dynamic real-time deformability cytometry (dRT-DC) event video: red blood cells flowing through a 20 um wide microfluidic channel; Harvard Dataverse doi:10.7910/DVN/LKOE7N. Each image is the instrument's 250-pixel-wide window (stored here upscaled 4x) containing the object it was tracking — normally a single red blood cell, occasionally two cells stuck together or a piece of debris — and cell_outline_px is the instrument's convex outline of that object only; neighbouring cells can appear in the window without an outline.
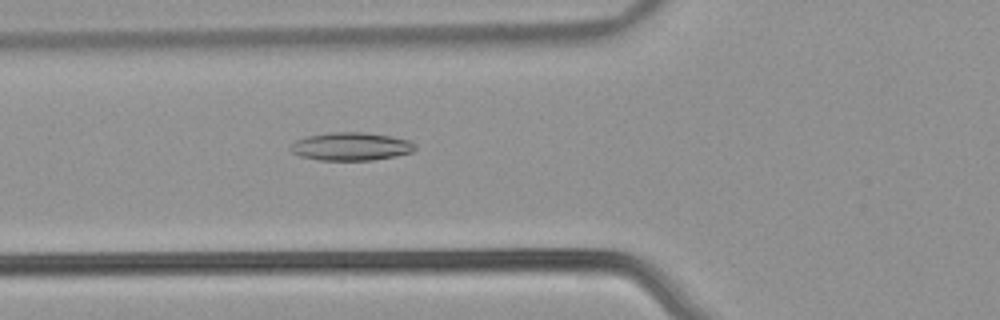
{"species": "common noctule bat (a hibernating species)", "species_latin": "Nyctalus noctula", "temperature_condition": "warm", "stored_images_in_passage": 53, "camera_frame_rate_fps": 3000, "um_per_image_px": 0.085, "animal": {"sex": "male", "body_mass_g": 21.5, "forearm_length_mm": 52.0}, "frame": {"image": 1, "passage_image": 20, "time_ms": 6.333, "image_size_px": [1000, 320], "cell_outline_px": [[416, 148], [412, 152], [396, 156], [372, 160], [320, 160], [300, 156], [292, 152], [288, 148], [296, 140], [304, 136], [332, 132], [364, 132], [388, 136], [408, 140], [416, 144]], "centroid_in_image_um": [29.81, 12.45], "position_along_channel_um": 96.0, "area_um2": 20.4}}
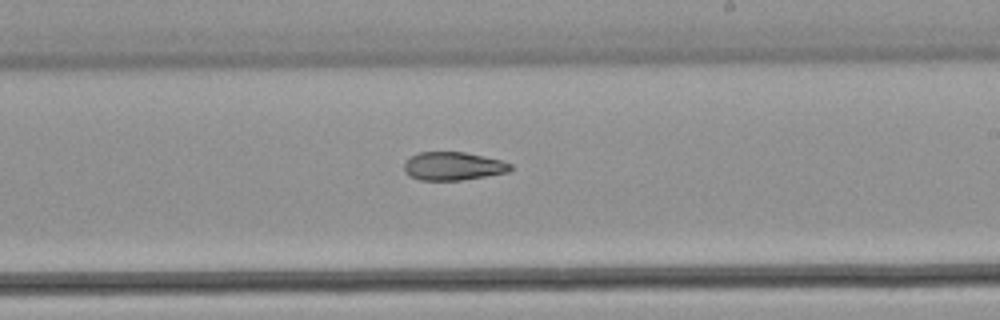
{"frame": {"image": 2, "passage_image": 32, "time_ms": 10.333, "image_size_px": [1000, 320], "cell_outline_px": [[512, 168], [508, 172], [460, 180], [420, 180], [408, 176], [404, 172], [404, 164], [412, 156], [420, 152], [464, 152], [484, 156], [500, 160], [512, 164]], "centroid_in_image_um": [38.5, 14.12], "position_along_channel_um": 250.5, "area_um2": 17.4}}
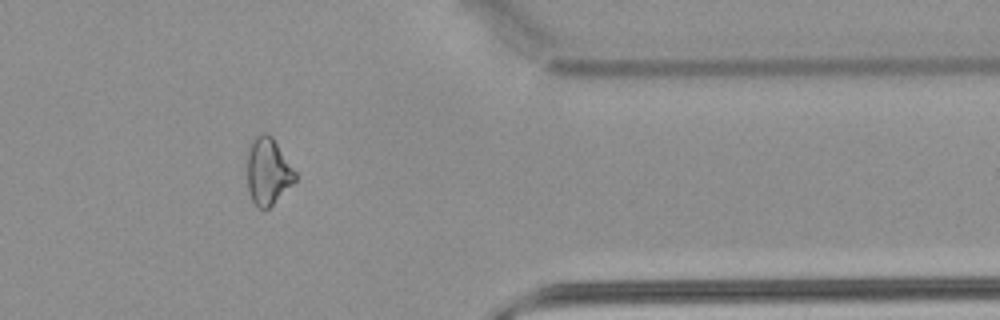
{"frame": {"image": 3, "passage_image": 44, "time_ms": 14.333, "image_size_px": [1000, 320], "cell_outline_px": [[296, 180], [268, 208], [260, 208], [252, 200], [248, 188], [248, 144], [260, 132], [264, 132], [272, 136], [296, 172]], "centroid_in_image_um": [22.77, 14.51], "position_along_channel_um": 388.6, "area_um2": 18.44}, "authors_computed_cell_mechanics": {"area_um2": 20.3456, "velocity_mm_per_s": 3.8639, "shape_relaxation_time_tau1_ms": null, "shape_relaxation_time_tau2_ms": 8.219, "deformation_change_tau1": null, "deformation_change_tau2": 0.1959}}